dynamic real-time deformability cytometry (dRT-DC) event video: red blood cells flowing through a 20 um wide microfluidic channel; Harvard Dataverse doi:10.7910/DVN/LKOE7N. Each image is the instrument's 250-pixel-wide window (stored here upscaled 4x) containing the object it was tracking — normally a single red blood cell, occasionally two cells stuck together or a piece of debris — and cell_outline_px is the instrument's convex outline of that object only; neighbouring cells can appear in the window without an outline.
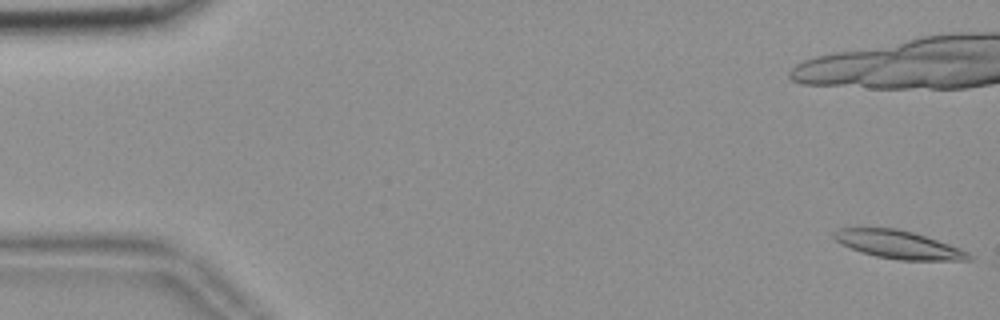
{"species": "common noctule bat (a hibernating species)", "species_latin": "Nyctalus noctula", "temperature_condition": "room temperature", "stored_images_in_passage": 8, "camera_frame_rate_fps": 3000, "um_per_image_px": 0.085, "animal": {"sex": "female", "body_mass_g": 18.4}, "frame": {"image": 1, "passage_image": 1, "time_ms": 0.0, "image_size_px": [1000, 320], "cell_outline_px": [[972, 260], [900, 260], [876, 256], [860, 252], [840, 244], [832, 236], [832, 232], [840, 228], [896, 228], [912, 232], [960, 248], [968, 252], [972, 256]], "centroid_in_image_um": [76.33, 20.79], "position_along_channel_um": 8.7, "area_um2": 21.91}}